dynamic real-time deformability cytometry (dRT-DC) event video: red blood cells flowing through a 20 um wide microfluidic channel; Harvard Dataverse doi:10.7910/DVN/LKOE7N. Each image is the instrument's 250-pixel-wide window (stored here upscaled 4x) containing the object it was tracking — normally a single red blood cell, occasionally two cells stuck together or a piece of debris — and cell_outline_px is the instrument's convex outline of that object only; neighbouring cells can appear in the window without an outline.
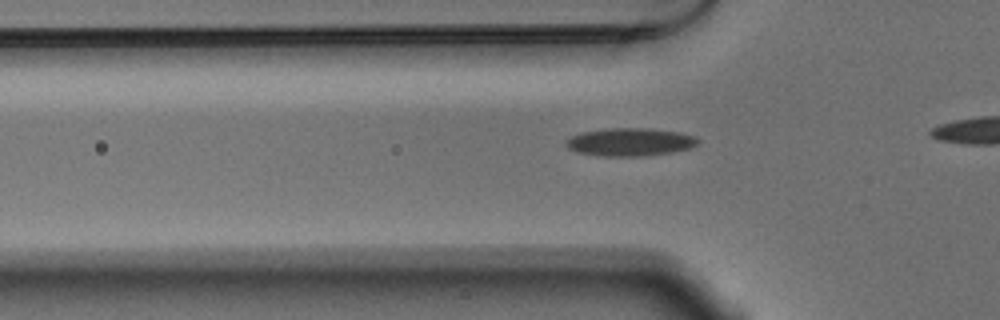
{"species": "Egyptian fruit bat (a non-hibernating species)", "species_latin": "Rousettus aegyptiacus", "temperature_condition": "warm", "stored_images_in_passage": 33, "camera_frame_rate_fps": 3000, "um_per_image_px": 0.085, "animal": {"sex": "male"}, "frame": {"image": 1, "passage_image": 7, "time_ms": 2.0, "image_size_px": [1000, 320], "cell_outline_px": [[700, 140], [692, 148], [672, 152], [644, 156], [604, 156], [576, 152], [568, 148], [564, 144], [564, 140], [572, 136], [584, 132], [608, 128], [648, 128], [676, 132], [696, 136]], "centroid_in_image_um": [53.55, 12.07], "position_along_channel_um": 72.3, "area_um2": 21.5}}
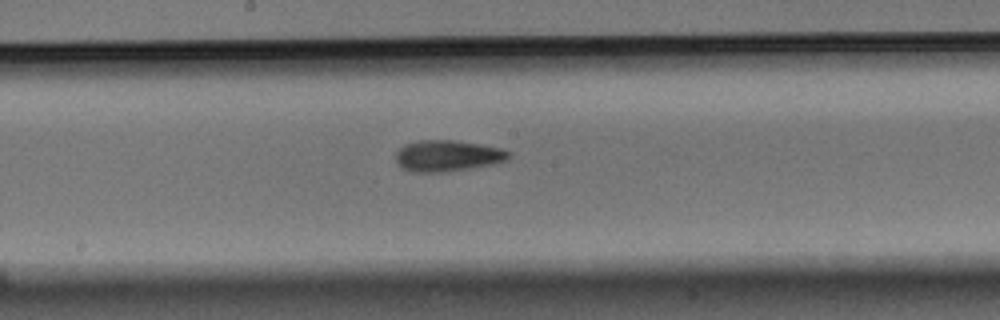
{"frame": {"image": 2, "passage_image": 18, "time_ms": 5.667, "image_size_px": [1000, 320], "cell_outline_px": [[512, 156], [508, 160], [492, 164], [472, 168], [448, 172], [412, 172], [400, 168], [396, 160], [396, 152], [404, 144], [420, 140], [452, 140], [480, 144], [504, 148], [512, 152]], "centroid_in_image_um": [38.07, 13.25], "position_along_channel_um": 210.1, "area_um2": 20.92}}
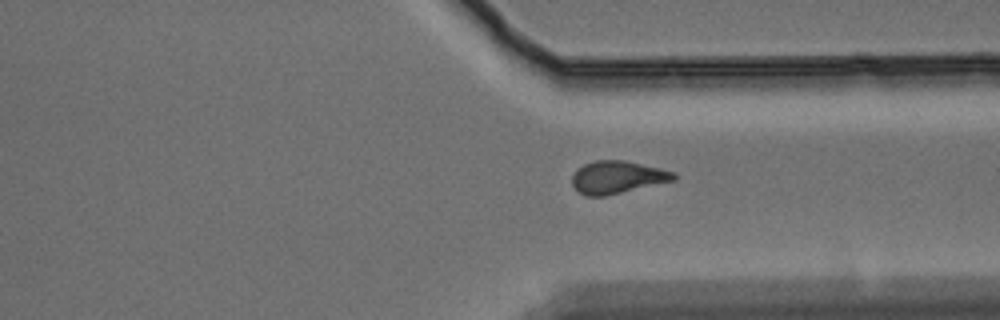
{"frame": {"image": 3, "passage_image": 30, "time_ms": 9.667, "image_size_px": [1000, 320], "cell_outline_px": [[676, 180], [604, 196], [584, 196], [576, 192], [572, 184], [572, 176], [576, 168], [584, 164], [596, 160], [624, 160], [660, 168], [676, 172]], "centroid_in_image_um": [52.44, 15.07], "position_along_channel_um": 359.0, "area_um2": 19.48}}